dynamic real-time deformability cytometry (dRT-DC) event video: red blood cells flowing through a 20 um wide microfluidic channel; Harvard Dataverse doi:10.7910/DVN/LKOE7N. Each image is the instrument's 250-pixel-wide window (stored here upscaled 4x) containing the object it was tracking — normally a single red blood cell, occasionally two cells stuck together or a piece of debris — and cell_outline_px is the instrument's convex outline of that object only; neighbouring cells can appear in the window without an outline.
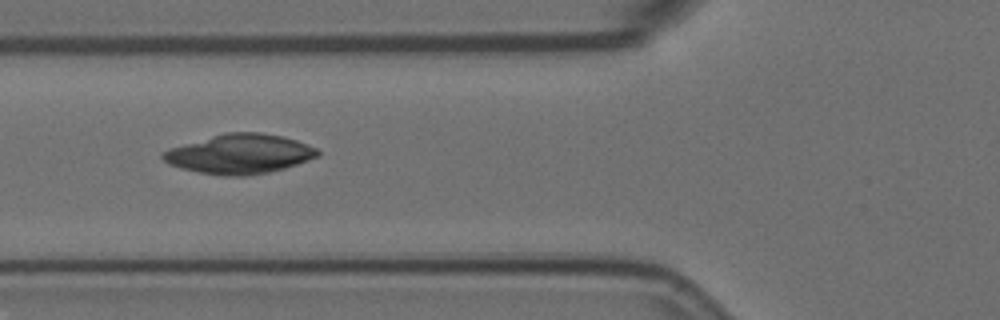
{"species": "Egyptian fruit bat (a non-hibernating species)", "species_latin": "Rousettus aegyptiacus", "temperature_condition": "room temperature", "stored_images_in_passage": 13, "camera_frame_rate_fps": 3000, "um_per_image_px": 0.085, "animal": {"sex": "female"}, "frame": {"image": 1, "passage_image": 6, "time_ms": 1.667, "image_size_px": [1000, 320], "cell_outline_px": [[320, 156], [284, 168], [268, 172], [244, 176], [220, 176], [180, 168], [168, 164], [160, 156], [160, 152], [168, 148], [212, 136], [228, 132], [260, 132], [280, 136], [296, 140], [316, 148], [320, 152]], "centroid_in_image_um": [20.33, 13.09], "position_along_channel_um": 105.5, "area_um2": 35.55}}
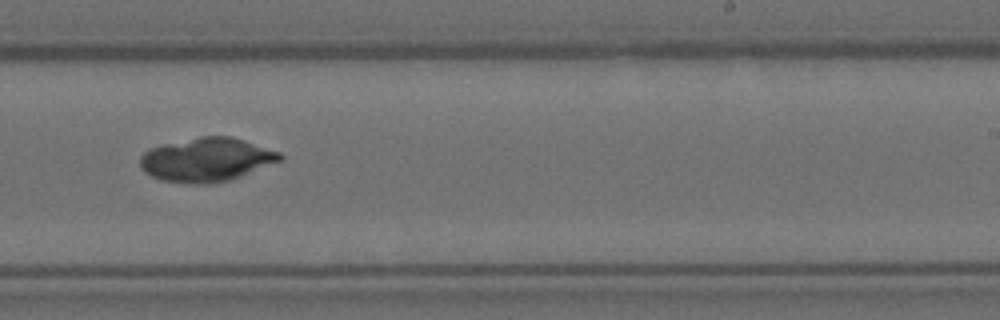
{"frame": {"image": 2, "passage_image": 10, "time_ms": 3.0, "image_size_px": [1000, 320], "cell_outline_px": [[284, 156], [280, 160], [240, 176], [228, 180], [208, 184], [196, 184], [160, 180], [144, 172], [140, 168], [140, 156], [144, 152], [152, 148], [164, 144], [200, 136], [232, 136], [280, 152]], "centroid_in_image_um": [17.52, 13.57], "position_along_channel_um": 271.5, "area_um2": 35.37}}
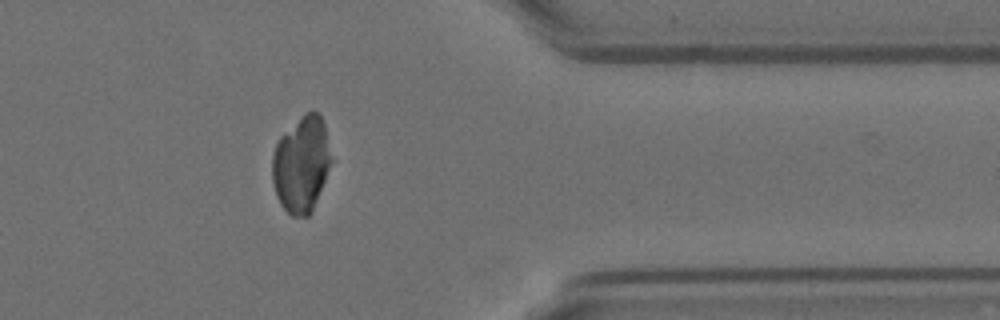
{"frame": {"image": 3, "passage_image": 13, "time_ms": 4.0, "image_size_px": [1000, 320], "cell_outline_px": [[332, 160], [312, 212], [308, 216], [292, 216], [280, 204], [276, 196], [272, 180], [272, 156], [276, 144], [280, 136], [304, 112], [316, 112], [320, 116], [324, 124]], "centroid_in_image_um": [25.6, 13.97], "position_along_channel_um": 385.8, "area_um2": 32.89}}